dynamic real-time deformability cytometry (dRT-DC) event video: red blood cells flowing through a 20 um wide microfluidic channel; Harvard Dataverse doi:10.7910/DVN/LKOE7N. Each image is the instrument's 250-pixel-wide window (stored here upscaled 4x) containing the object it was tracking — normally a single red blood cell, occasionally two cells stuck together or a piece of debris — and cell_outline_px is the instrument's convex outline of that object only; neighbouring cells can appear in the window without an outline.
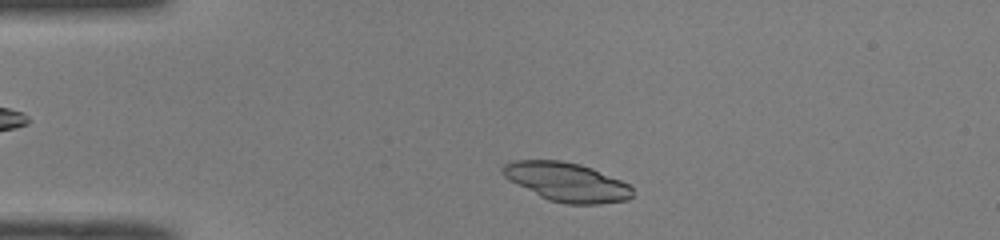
{"species": "common noctule bat (a hibernating species)", "species_latin": "Nyctalus noctula", "temperature_condition": "room temperature", "stored_images_in_passage": 41, "camera_frame_rate_fps": 3000, "um_per_image_px": 0.085, "animal": {"sex": "male", "body_mass_g": 19.0, "forearm_length_mm": 50.8}, "frame": {"image": 1, "passage_image": 3, "time_ms": 0.667, "image_size_px": [1000, 240], "cell_outline_px": [[632, 196], [628, 200], [600, 204], [564, 204], [548, 200], [540, 196], [504, 176], [500, 172], [500, 168], [504, 164], [512, 160], [560, 160], [580, 164], [592, 168], [620, 180], [628, 184], [632, 188]], "centroid_in_image_um": [48.17, 15.46], "position_along_channel_um": 36.8, "area_um2": 29.3}}